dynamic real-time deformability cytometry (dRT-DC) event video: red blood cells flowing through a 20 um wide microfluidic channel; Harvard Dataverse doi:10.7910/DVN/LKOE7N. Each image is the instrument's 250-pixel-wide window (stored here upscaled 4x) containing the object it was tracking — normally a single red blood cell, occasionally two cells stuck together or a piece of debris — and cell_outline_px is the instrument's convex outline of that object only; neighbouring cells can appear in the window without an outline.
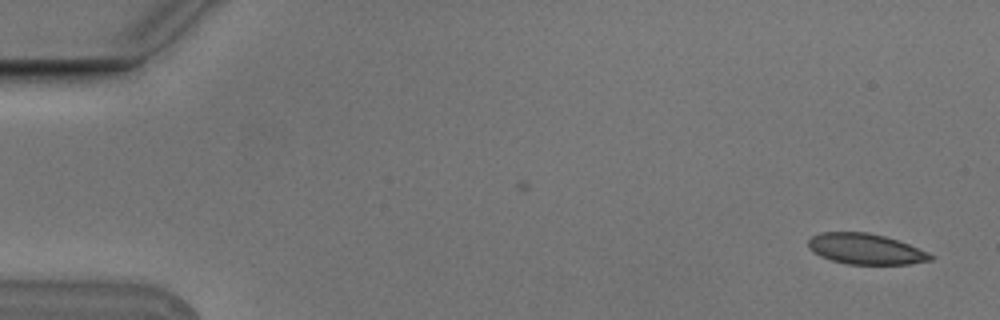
{"species": "Egyptian fruit bat (a non-hibernating species)", "species_latin": "Rousettus aegyptiacus", "temperature_condition": "cold", "stored_images_in_passage": 6, "camera_frame_rate_fps": 3000, "um_per_image_px": 0.085, "animal": {"sex": "male"}, "frame": {"image": 1, "passage_image": 1, "time_ms": 0.0, "image_size_px": [1000, 320], "cell_outline_px": [[936, 256], [932, 260], [908, 264], [848, 264], [832, 260], [820, 256], [808, 248], [808, 240], [812, 236], [820, 232], [868, 232], [884, 236], [908, 244], [928, 252]], "centroid_in_image_um": [73.57, 21.16], "position_along_channel_um": 11.4, "area_um2": 21.79}}